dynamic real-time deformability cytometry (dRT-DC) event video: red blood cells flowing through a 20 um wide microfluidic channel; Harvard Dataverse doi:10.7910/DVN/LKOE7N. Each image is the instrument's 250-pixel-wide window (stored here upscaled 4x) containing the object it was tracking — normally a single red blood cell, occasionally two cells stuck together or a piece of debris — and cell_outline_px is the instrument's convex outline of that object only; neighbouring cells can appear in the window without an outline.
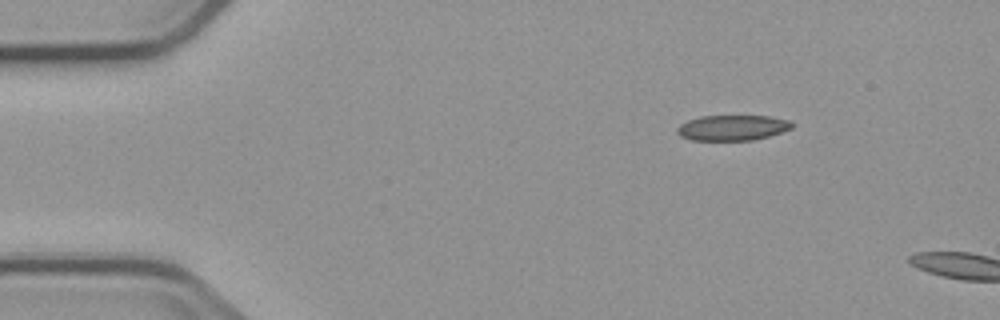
{"species": "common noctule bat (a hibernating species)", "species_latin": "Nyctalus noctula", "temperature_condition": "cold", "stored_images_in_passage": 3, "camera_frame_rate_fps": 3000, "um_per_image_px": 0.085, "animal": {"sex": "male", "body_mass_g": 23.1, "forearm_length_mm": 52.7}, "frame": {"image": 1, "passage_image": 1, "time_ms": 0.0, "image_size_px": [1000, 320], "cell_outline_px": [[792, 128], [768, 136], [752, 140], [692, 140], [680, 136], [676, 132], [676, 128], [680, 124], [688, 120], [700, 116], [768, 116], [788, 120], [792, 124]], "centroid_in_image_um": [62.2, 10.86], "position_along_channel_um": 22.8, "area_um2": 16.88}}